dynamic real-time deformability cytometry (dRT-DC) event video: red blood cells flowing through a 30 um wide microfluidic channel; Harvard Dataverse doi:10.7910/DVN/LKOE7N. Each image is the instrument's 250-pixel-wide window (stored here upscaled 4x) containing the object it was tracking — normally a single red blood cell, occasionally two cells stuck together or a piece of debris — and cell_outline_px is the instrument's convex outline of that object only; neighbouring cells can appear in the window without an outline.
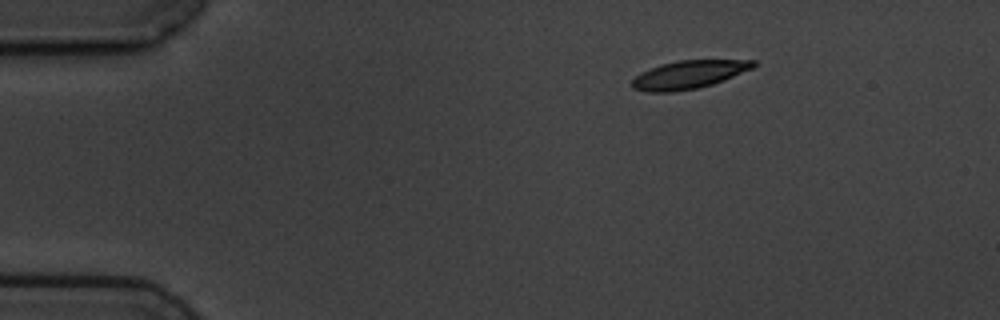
{"species": "common noctule bat (a hibernating species)", "species_latin": "Nyctalus noctula", "temperature_condition": "cold", "stored_images_in_passage": 11, "camera_frame_rate_fps": 3000, "um_per_image_px": 0.085, "animal": {"sex": "male", "body_mass_g": 19.5, "forearm_length_mm": 54.6}, "frame": {"image": 1, "passage_image": 1, "time_ms": 0.0, "image_size_px": [1000, 320], "cell_outline_px": [[756, 64], [752, 68], [724, 80], [712, 84], [696, 88], [672, 92], [648, 92], [632, 88], [632, 80], [640, 72], [660, 64], [680, 60], [756, 60]], "centroid_in_image_um": [58.52, 6.34], "position_along_channel_um": 26.5, "area_um2": 19.77}}
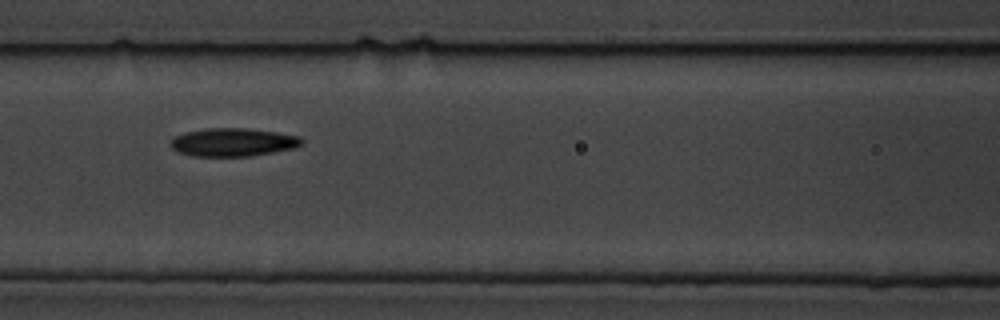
{"frame": {"image": 2, "passage_image": 5, "time_ms": 5.333, "image_size_px": [1000, 320], "cell_outline_px": [[304, 140], [296, 148], [252, 156], [192, 156], [180, 152], [172, 148], [168, 144], [176, 136], [184, 132], [204, 128], [248, 128], [276, 132], [300, 136]], "centroid_in_image_um": [19.81, 12.08], "position_along_channel_um": 146.8, "area_um2": 21.68}}
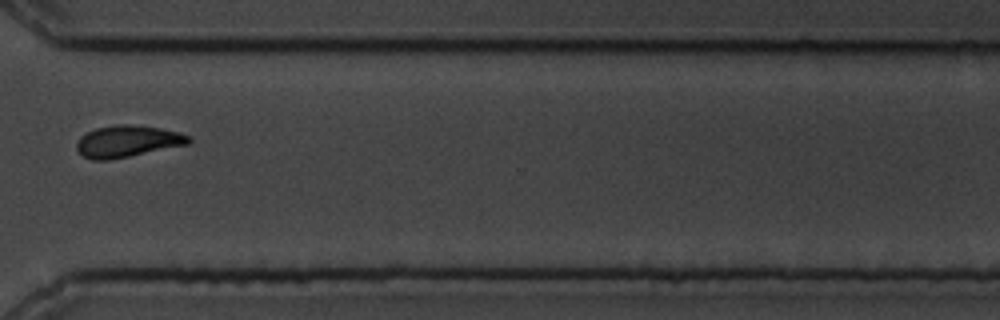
{"frame": {"image": 3, "passage_image": 10, "time_ms": 11.333, "image_size_px": [1000, 320], "cell_outline_px": [[192, 140], [188, 144], [108, 160], [92, 160], [84, 156], [76, 148], [76, 144], [80, 136], [96, 128], [116, 124], [128, 124], [160, 128], [180, 132], [192, 136]], "centroid_in_image_um": [10.85, 12.0], "position_along_channel_um": 359.7, "area_um2": 20.58}, "authors_computed_cell_mechanics": {"area_um2": 20.808, "velocity_mm_per_s": 3.5528, "shape_relaxation_time_tau1_ms": 9.2265, "shape_relaxation_time_tau2_ms": null, "deformation_change_tau1": 0.1844, "deformation_change_tau2": null}}